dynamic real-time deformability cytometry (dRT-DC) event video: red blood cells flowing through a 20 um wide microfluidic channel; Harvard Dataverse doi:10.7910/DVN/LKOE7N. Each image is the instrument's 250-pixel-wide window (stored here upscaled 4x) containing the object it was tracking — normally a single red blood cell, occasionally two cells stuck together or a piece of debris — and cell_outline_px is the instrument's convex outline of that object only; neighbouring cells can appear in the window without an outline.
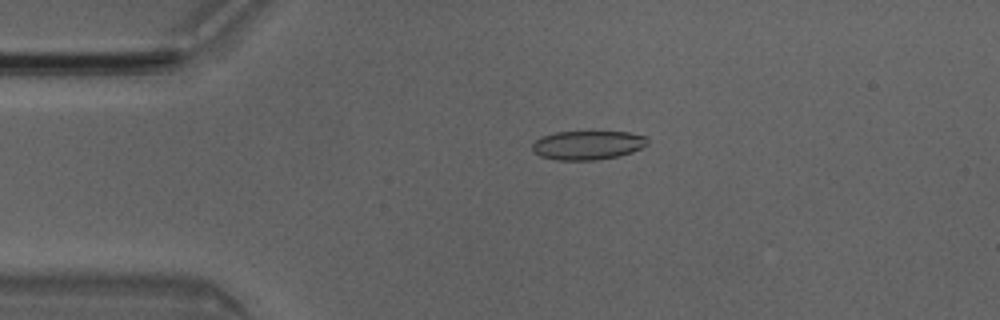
{"species": "Egyptian fruit bat (a non-hibernating species)", "species_latin": "Rousettus aegyptiacus", "temperature_condition": "room temperature", "stored_images_in_passage": 5, "camera_frame_rate_fps": 3000, "um_per_image_px": 0.085, "animal": {"sex": "male"}, "frame": {"image": 1, "passage_image": 3, "time_ms": 0.667, "image_size_px": [1000, 320], "cell_outline_px": [[648, 144], [632, 152], [616, 156], [596, 160], [556, 160], [540, 156], [532, 152], [532, 144], [536, 140], [544, 136], [556, 132], [628, 132], [644, 136], [648, 140]], "centroid_in_image_um": [49.92, 12.34], "position_along_channel_um": 35.1, "area_um2": 19.31}}